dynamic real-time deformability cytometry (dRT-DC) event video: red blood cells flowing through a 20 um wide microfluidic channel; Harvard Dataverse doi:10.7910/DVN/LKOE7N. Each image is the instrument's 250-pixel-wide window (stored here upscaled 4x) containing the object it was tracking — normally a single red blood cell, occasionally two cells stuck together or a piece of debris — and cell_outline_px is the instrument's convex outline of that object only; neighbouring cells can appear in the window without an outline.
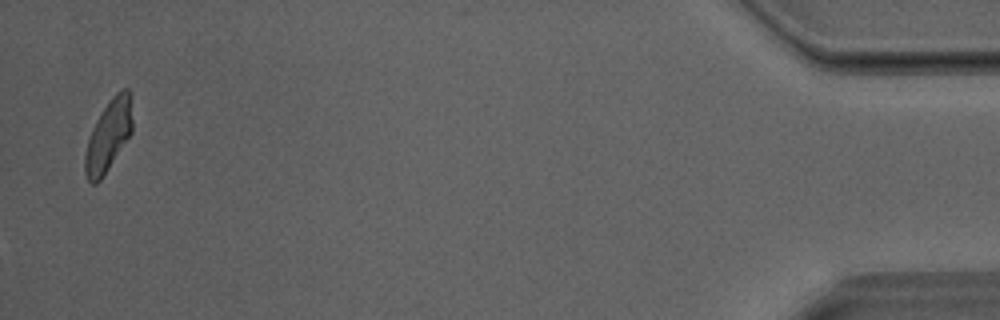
{"species": "Egyptian fruit bat (a non-hibernating species)", "species_latin": "Rousettus aegyptiacus", "temperature_condition": "room temperature", "stored_images_in_passage": 41, "camera_frame_rate_fps": 3000, "um_per_image_px": 0.085, "animal": {"sex": "male"}, "frame": {"image": 1, "passage_image": 41, "time_ms": 13.333, "image_size_px": [1000, 320], "cell_outline_px": [[132, 132], [100, 180], [96, 184], [92, 184], [88, 180], [84, 172], [84, 156], [88, 140], [92, 128], [96, 120], [112, 96], [116, 92], [124, 88], [128, 88], [132, 120]], "centroid_in_image_um": [9.19, 11.55], "position_along_channel_um": 426.0, "area_um2": 19.31}}